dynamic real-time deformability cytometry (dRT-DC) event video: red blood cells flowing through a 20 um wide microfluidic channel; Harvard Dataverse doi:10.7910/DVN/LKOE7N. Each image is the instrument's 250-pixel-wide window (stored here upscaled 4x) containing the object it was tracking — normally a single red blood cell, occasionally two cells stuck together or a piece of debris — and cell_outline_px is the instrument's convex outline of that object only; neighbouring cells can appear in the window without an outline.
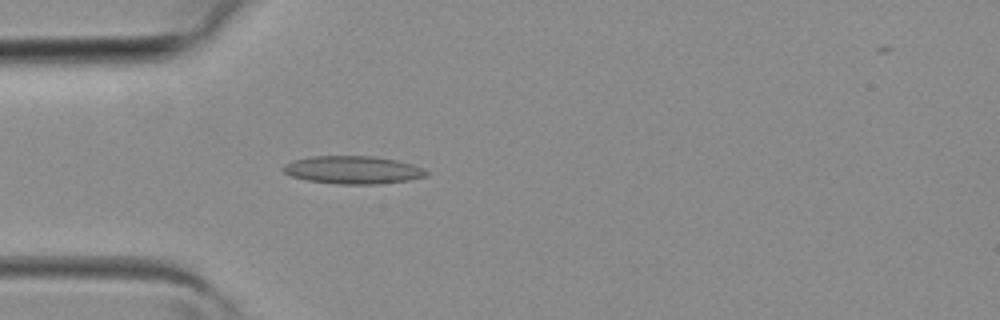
{"species": "common noctule bat (a hibernating species)", "species_latin": "Nyctalus noctula", "temperature_condition": "room temperature", "stored_images_in_passage": 2, "camera_frame_rate_fps": 3000, "um_per_image_px": 0.085, "animal": {"sex": "female", "body_mass_g": 19.3, "forearm_length_mm": 54.1}, "frame": {"image": 1, "passage_image": 2, "time_ms": 0.333, "image_size_px": [1000, 320], "cell_outline_px": [[428, 176], [408, 180], [376, 184], [340, 184], [308, 180], [292, 176], [284, 172], [280, 168], [284, 164], [292, 160], [308, 156], [372, 156], [396, 160], [412, 164], [428, 172]], "centroid_in_image_um": [29.95, 14.43], "position_along_channel_um": 55.0, "area_um2": 23.18}}